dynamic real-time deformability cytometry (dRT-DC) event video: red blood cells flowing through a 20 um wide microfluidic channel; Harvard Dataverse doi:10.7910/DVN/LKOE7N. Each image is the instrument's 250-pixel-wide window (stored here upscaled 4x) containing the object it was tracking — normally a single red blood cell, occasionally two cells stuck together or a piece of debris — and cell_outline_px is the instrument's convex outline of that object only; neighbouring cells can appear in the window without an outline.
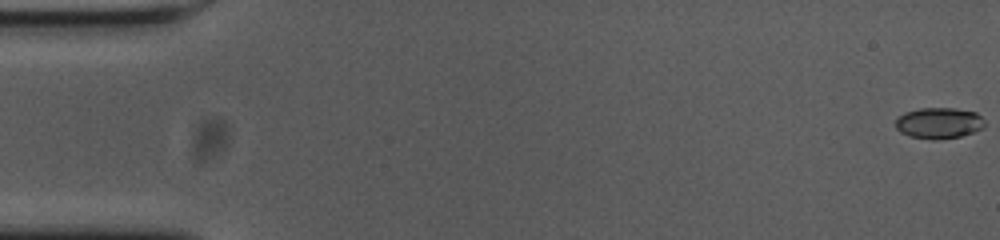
{"species": "common noctule bat (a hibernating species)", "species_latin": "Nyctalus noctula", "temperature_condition": "cold", "stored_images_in_passage": 56, "camera_frame_rate_fps": 3000, "um_per_image_px": 0.085, "animal": {"sex": "female", "body_mass_g": 23.0, "forearm_length_mm": 53.4}, "frame": {"image": 1, "passage_image": 1, "time_ms": 0.0, "image_size_px": [1000, 240], "cell_outline_px": [[984, 128], [960, 136], [936, 140], [932, 140], [908, 136], [900, 132], [896, 128], [896, 120], [904, 112], [920, 108], [956, 108], [976, 112], [984, 120]], "centroid_in_image_um": [79.8, 10.46], "position_along_channel_um": 5.2, "area_um2": 16.18}}
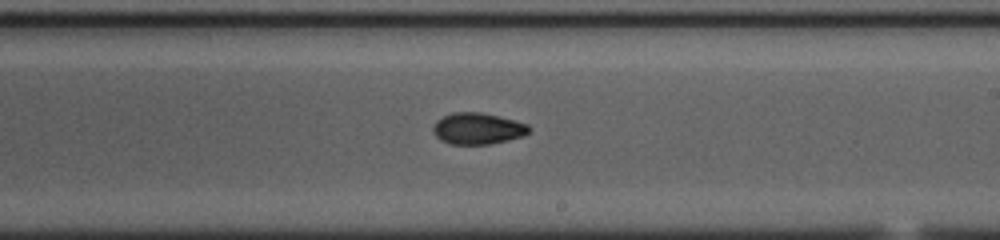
{"frame": {"image": 2, "passage_image": 33, "time_ms": 10.667, "image_size_px": [1000, 240], "cell_outline_px": [[532, 128], [524, 136], [508, 140], [488, 144], [448, 144], [440, 140], [432, 132], [432, 128], [436, 120], [452, 112], [480, 112], [528, 124]], "centroid_in_image_um": [40.57, 10.93], "position_along_channel_um": 248.4, "area_um2": 17.57}}
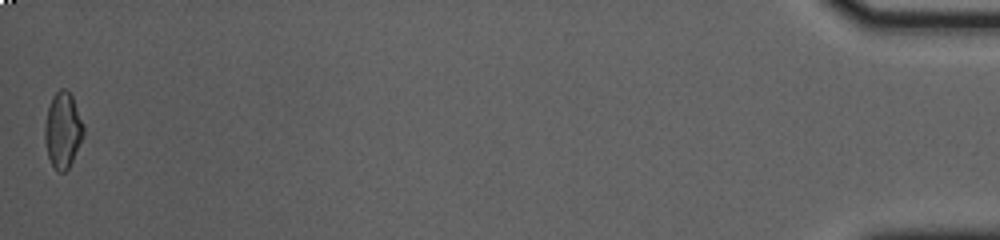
{"frame": {"image": 3, "passage_image": 56, "time_ms": 18.333, "image_size_px": [1000, 240], "cell_outline_px": [[84, 136], [68, 168], [64, 172], [56, 172], [48, 156], [44, 136], [44, 128], [48, 108], [52, 96], [60, 88], [64, 88], [72, 96], [84, 124]], "centroid_in_image_um": [5.34, 11.06], "position_along_channel_um": 429.9, "area_um2": 17.05}, "authors_computed_cell_mechanics": {"area_um2": 16.8198, "velocity_mm_per_s": 3.6838, "shape_relaxation_time_tau1_ms": 4.6778, "shape_relaxation_time_tau2_ms": 2.9118, "deformation_change_tau1": 0.1582, "deformation_change_tau2": 0.0668}}